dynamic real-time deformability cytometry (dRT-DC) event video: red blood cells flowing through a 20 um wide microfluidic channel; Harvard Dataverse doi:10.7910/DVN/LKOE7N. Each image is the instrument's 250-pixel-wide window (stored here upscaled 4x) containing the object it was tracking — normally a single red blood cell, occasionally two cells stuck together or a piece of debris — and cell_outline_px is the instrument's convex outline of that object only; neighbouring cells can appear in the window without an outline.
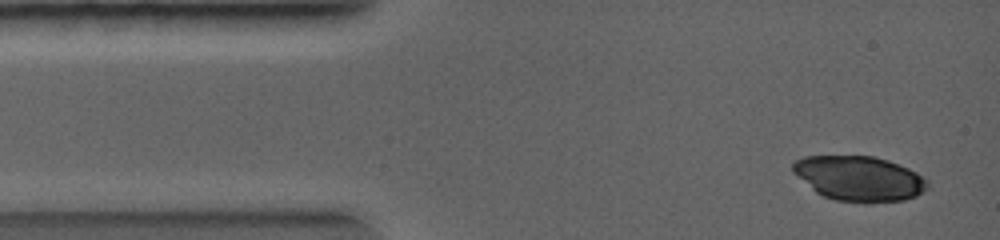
{"species": "common noctule bat (a hibernating species)", "species_latin": "Nyctalus noctula", "temperature_condition": "warm", "stored_images_in_passage": 4, "camera_frame_rate_fps": 5000, "um_per_image_px": 0.085, "animal": {"sex": "female", "body_mass_g": 19.0, "forearm_length_mm": 56.7}, "frame": {"image": 1, "passage_image": 1, "time_ms": 0.0, "image_size_px": [1000, 240], "cell_outline_px": [[928, 188], [924, 192], [916, 196], [900, 200], [836, 200], [824, 196], [816, 192], [792, 172], [792, 160], [804, 156], [872, 156], [888, 160], [908, 168], [916, 172], [928, 180]], "centroid_in_image_um": [73.0, 15.12], "position_along_channel_um": 12.0, "area_um2": 34.62}}